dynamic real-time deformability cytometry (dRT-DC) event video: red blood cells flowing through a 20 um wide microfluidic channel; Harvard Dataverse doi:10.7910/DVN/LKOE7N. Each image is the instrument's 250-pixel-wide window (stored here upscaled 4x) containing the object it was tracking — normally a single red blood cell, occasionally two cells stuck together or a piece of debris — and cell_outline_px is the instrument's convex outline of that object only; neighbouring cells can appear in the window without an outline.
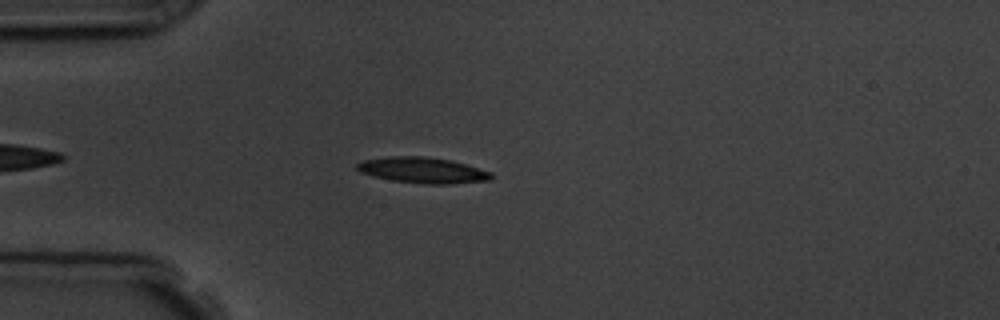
{"species": "common noctule bat (a hibernating species)", "species_latin": "Nyctalus noctula", "temperature_condition": "room temperature", "stored_images_in_passage": 4, "camera_frame_rate_fps": 3000, "um_per_image_px": 0.085, "animal": {"sex": "male", "body_mass_g": 19.5, "forearm_length_mm": 54.6}, "frame": {"image": 1, "passage_image": 4, "time_ms": 4.333, "image_size_px": [1000, 320], "cell_outline_px": [[492, 180], [448, 184], [424, 184], [392, 180], [372, 176], [360, 172], [356, 168], [356, 164], [364, 160], [392, 156], [424, 156], [452, 160], [492, 172]], "centroid_in_image_um": [35.94, 14.47], "position_along_channel_um": 49.1, "area_um2": 20.23}}